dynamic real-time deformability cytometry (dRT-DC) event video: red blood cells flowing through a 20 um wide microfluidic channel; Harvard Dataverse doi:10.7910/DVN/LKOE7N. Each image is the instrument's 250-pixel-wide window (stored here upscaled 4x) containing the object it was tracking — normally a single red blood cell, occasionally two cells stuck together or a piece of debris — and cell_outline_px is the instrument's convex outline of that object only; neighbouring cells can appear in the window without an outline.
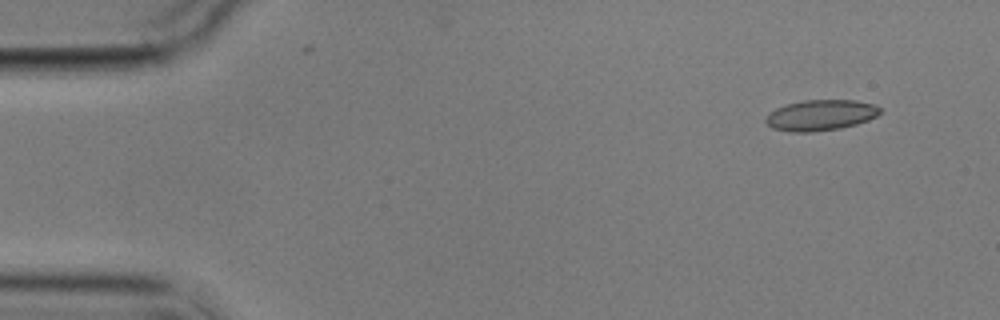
{"species": "common noctule bat (a hibernating species)", "species_latin": "Nyctalus noctula", "temperature_condition": "cold", "stored_images_in_passage": 6, "camera_frame_rate_fps": 3000, "um_per_image_px": 0.085, "animal": {"sex": "male", "body_mass_g": 17.9}, "frame": {"image": 1, "passage_image": 1, "time_ms": 0.0, "image_size_px": [1000, 320], "cell_outline_px": [[880, 112], [876, 116], [868, 120], [856, 124], [840, 128], [812, 132], [788, 132], [772, 128], [764, 120], [768, 112], [776, 108], [788, 104], [804, 100], [856, 100], [872, 104], [880, 108]], "centroid_in_image_um": [69.71, 9.79], "position_along_channel_um": 15.3, "area_um2": 20.46}}
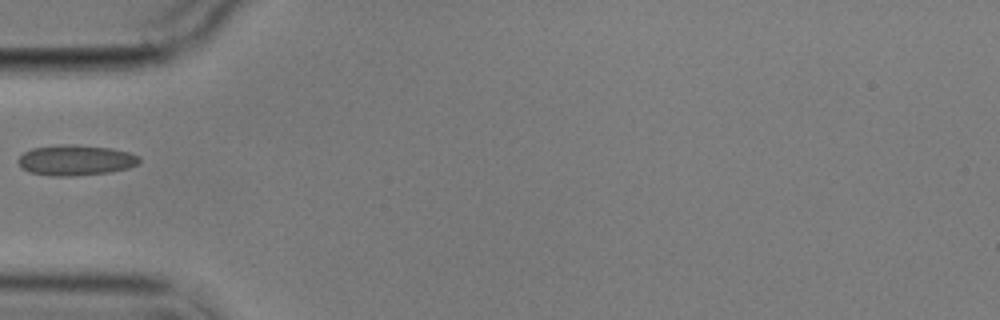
{"frame": {"image": 2, "passage_image": 5, "time_ms": 4.667, "image_size_px": [1000, 320], "cell_outline_px": [[140, 160], [136, 164], [128, 168], [108, 172], [72, 176], [56, 176], [28, 172], [16, 160], [24, 152], [32, 148], [64, 144], [72, 144], [112, 148], [128, 152], [140, 156]], "centroid_in_image_um": [6.43, 13.6], "position_along_channel_um": 78.6, "area_um2": 21.39}}
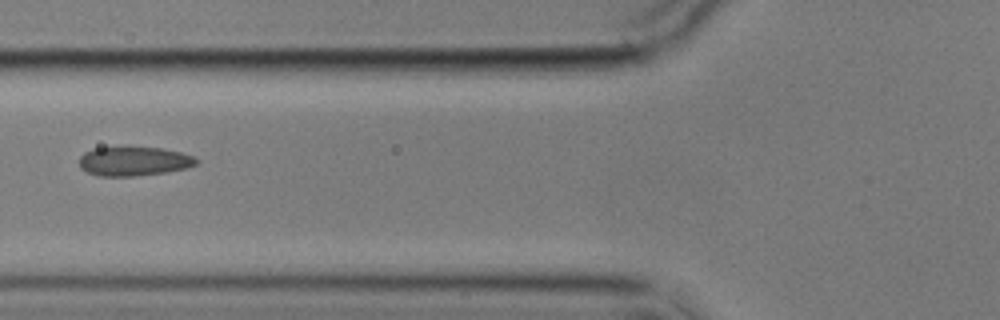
{"frame": {"image": 3, "passage_image": 6, "time_ms": 5.667, "image_size_px": [1000, 320], "cell_outline_px": [[200, 160], [196, 164], [184, 168], [164, 172], [136, 176], [100, 176], [88, 172], [80, 168], [80, 156], [84, 152], [96, 148], [160, 148], [180, 152], [192, 156]], "centroid_in_image_um": [11.36, 13.72], "position_along_channel_um": 114.4, "area_um2": 19.48}}